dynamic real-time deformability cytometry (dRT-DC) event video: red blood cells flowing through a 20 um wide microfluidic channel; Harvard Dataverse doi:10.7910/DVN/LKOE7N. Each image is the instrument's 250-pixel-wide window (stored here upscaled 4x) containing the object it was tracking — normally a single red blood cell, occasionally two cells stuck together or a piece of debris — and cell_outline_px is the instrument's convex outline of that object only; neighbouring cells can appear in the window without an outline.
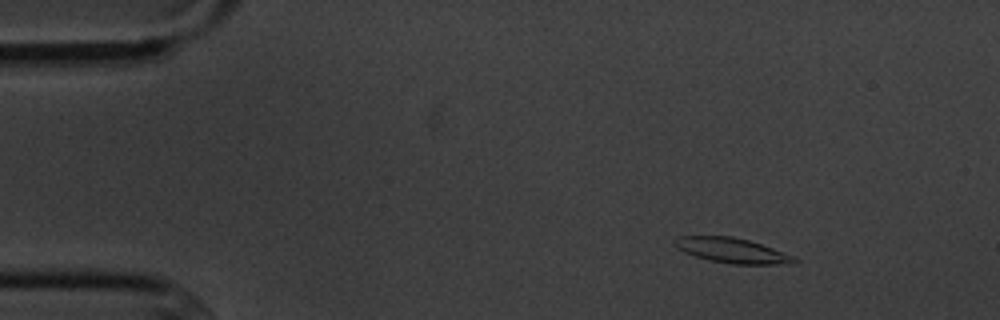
{"species": "common noctule bat (a hibernating species)", "species_latin": "Nyctalus noctula", "temperature_condition": "cold", "stored_images_in_passage": 3, "camera_frame_rate_fps": 3000, "um_per_image_px": 0.085, "animal": {"sex": "male", "body_mass_g": 20.1, "forearm_length_mm": 53.5}, "frame": {"image": 1, "passage_image": 1, "time_ms": 0.0, "image_size_px": [1000, 320], "cell_outline_px": [[800, 260], [788, 264], [732, 264], [708, 260], [684, 252], [676, 248], [672, 240], [676, 236], [732, 236], [748, 240], [796, 256]], "centroid_in_image_um": [62.2, 21.29], "position_along_channel_um": 22.8, "area_um2": 17.51}}